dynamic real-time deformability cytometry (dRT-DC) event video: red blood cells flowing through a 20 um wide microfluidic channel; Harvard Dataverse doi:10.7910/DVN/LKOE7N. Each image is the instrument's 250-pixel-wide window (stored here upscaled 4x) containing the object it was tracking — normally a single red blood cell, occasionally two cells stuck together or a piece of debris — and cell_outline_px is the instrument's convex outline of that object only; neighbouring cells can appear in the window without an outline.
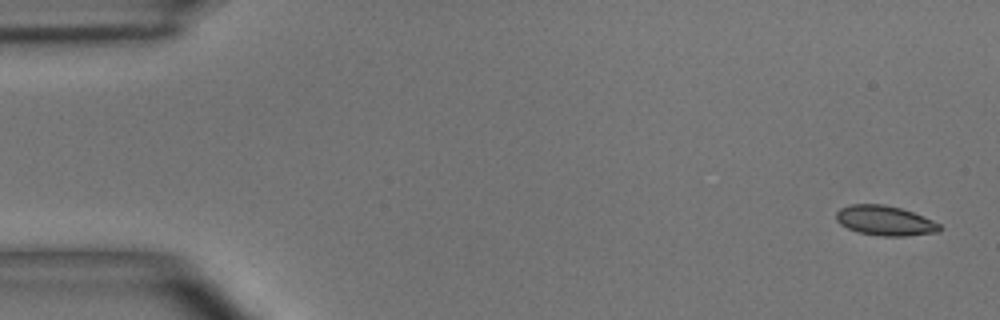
{"species": "common noctule bat (a hibernating species)", "species_latin": "Nyctalus noctula", "temperature_condition": "room temperature", "stored_images_in_passage": 4, "camera_frame_rate_fps": 3000, "um_per_image_px": 0.085, "animal": {"sex": "male", "body_mass_g": 15.6}, "frame": {"image": 1, "passage_image": 1, "time_ms": 0.0, "image_size_px": [1000, 320], "cell_outline_px": [[940, 232], [908, 236], [880, 236], [860, 232], [848, 228], [840, 224], [836, 220], [836, 212], [840, 208], [852, 204], [884, 204], [900, 208], [912, 212], [932, 220], [940, 224]], "centroid_in_image_um": [75.22, 18.75], "position_along_channel_um": 9.8, "area_um2": 17.92}}